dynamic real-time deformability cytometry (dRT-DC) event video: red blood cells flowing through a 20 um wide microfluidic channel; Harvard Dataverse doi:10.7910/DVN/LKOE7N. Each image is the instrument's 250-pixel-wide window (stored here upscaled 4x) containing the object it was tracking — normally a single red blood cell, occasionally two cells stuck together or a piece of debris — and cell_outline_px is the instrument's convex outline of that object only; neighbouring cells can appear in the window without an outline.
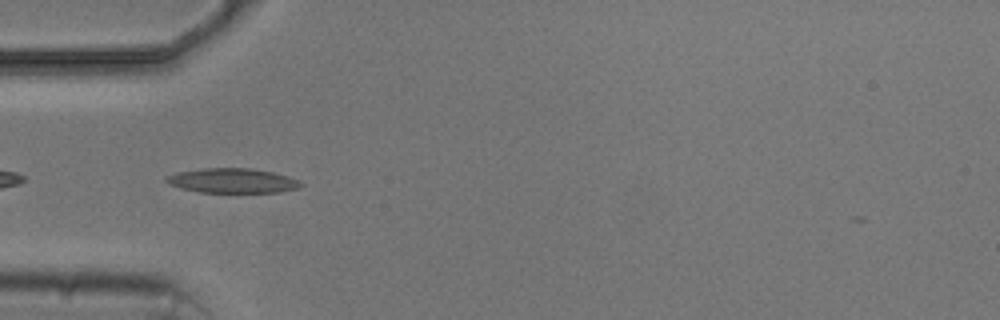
{"species": "common noctule bat (a hibernating species)", "species_latin": "Nyctalus noctula", "temperature_condition": "cold", "stored_images_in_passage": 6, "camera_frame_rate_fps": 3000, "um_per_image_px": 0.085, "animal": {"sex": "male", "body_mass_g": 20.5, "forearm_length_mm": 52.5}, "frame": {"image": 1, "passage_image": 4, "time_ms": 4.0, "image_size_px": [1000, 320], "cell_outline_px": [[304, 184], [300, 188], [280, 192], [200, 192], [180, 188], [168, 184], [164, 180], [164, 176], [176, 172], [204, 168], [248, 168], [272, 172], [288, 176], [300, 180]], "centroid_in_image_um": [19.74, 15.35], "position_along_channel_um": 65.3, "area_um2": 19.48}}
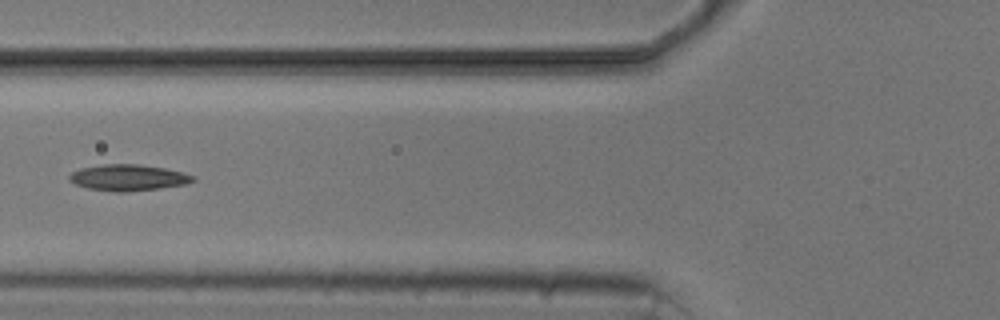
{"frame": {"image": 2, "passage_image": 5, "time_ms": 5.333, "image_size_px": [1000, 320], "cell_outline_px": [[196, 180], [184, 184], [160, 188], [128, 192], [116, 192], [88, 188], [76, 184], [68, 180], [68, 176], [72, 172], [80, 168], [104, 164], [136, 164], [164, 168], [196, 176]], "centroid_in_image_um": [10.87, 15.1], "position_along_channel_um": 114.9, "area_um2": 18.79}}
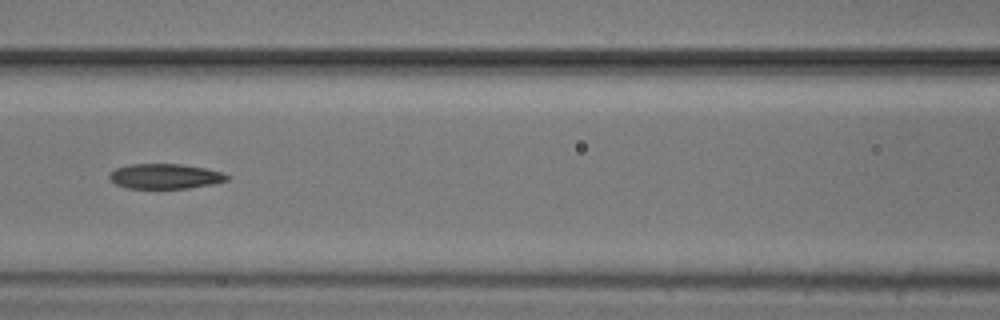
{"frame": {"image": 3, "passage_image": 6, "time_ms": 6.333, "image_size_px": [1000, 320], "cell_outline_px": [[232, 176], [228, 180], [212, 184], [188, 188], [128, 188], [116, 184], [108, 176], [116, 168], [128, 164], [180, 164], [208, 168]], "centroid_in_image_um": [14.07, 14.98], "position_along_channel_um": 152.5, "area_um2": 17.11}}